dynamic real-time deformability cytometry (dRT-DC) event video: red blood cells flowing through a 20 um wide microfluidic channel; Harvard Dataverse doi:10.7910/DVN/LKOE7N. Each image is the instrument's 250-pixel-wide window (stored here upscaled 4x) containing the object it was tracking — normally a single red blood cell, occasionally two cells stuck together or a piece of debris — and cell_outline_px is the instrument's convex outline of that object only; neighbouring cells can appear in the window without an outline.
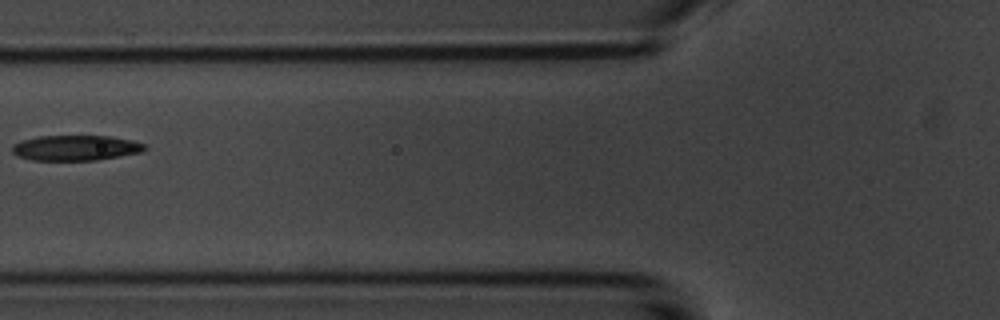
{"species": "common noctule bat (a hibernating species)", "species_latin": "Nyctalus noctula", "temperature_condition": "room temperature", "stored_images_in_passage": 4, "camera_frame_rate_fps": 3000, "um_per_image_px": 0.085, "animal": {"sex": "male", "body_mass_g": 20.1, "forearm_length_mm": 53.5}, "frame": {"image": 1, "passage_image": 4, "time_ms": 4.333, "image_size_px": [1000, 320], "cell_outline_px": [[148, 148], [140, 152], [96, 160], [32, 160], [16, 156], [12, 152], [12, 144], [20, 140], [40, 136], [112, 136], [132, 140], [144, 144]], "centroid_in_image_um": [6.39, 12.56], "position_along_channel_um": 119.4, "area_um2": 19.59}}